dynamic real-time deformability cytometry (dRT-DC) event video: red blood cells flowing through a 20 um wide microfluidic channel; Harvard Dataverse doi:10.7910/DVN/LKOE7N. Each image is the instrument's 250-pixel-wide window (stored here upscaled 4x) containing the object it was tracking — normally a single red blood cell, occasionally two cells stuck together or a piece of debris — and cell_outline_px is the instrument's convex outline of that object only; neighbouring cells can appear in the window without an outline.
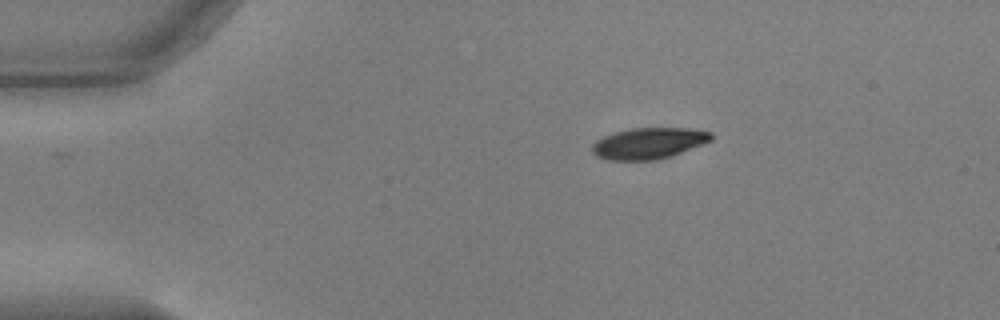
{"species": "common noctule bat (a hibernating species)", "species_latin": "Nyctalus noctula", "temperature_condition": "warm", "stored_images_in_passage": 46, "camera_frame_rate_fps": 3000, "um_per_image_px": 0.085, "animal": {"sex": "male", "body_mass_g": 17.9, "forearm_length_mm": 54.2}, "frame": {"image": 1, "passage_image": 1, "time_ms": 0.0, "image_size_px": [1000, 320], "cell_outline_px": [[712, 140], [672, 156], [656, 160], [608, 160], [596, 156], [592, 152], [592, 144], [596, 140], [604, 136], [616, 132], [632, 128], [688, 128], [712, 132]], "centroid_in_image_um": [55.13, 12.18], "position_along_channel_um": 29.9, "area_um2": 21.62}}
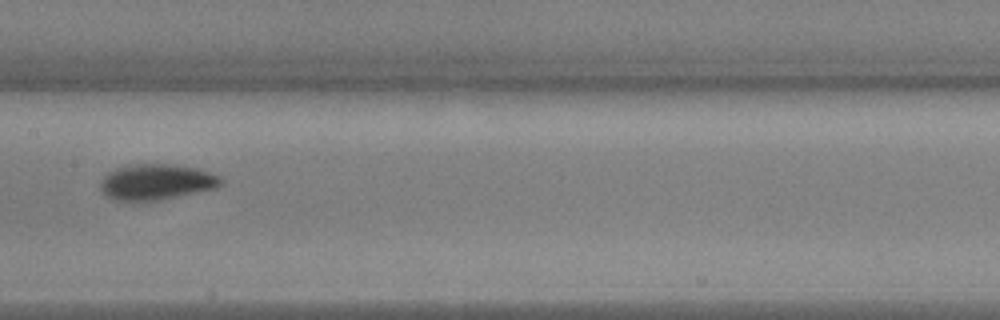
{"frame": {"image": 2, "passage_image": 19, "time_ms": 6.0, "image_size_px": [1000, 320], "cell_outline_px": [[224, 184], [216, 188], [160, 200], [116, 200], [108, 196], [100, 188], [100, 180], [108, 172], [116, 168], [132, 164], [172, 164], [200, 168], [220, 176], [224, 180]], "centroid_in_image_um": [13.35, 15.45], "position_along_channel_um": 194.1, "area_um2": 25.2}}
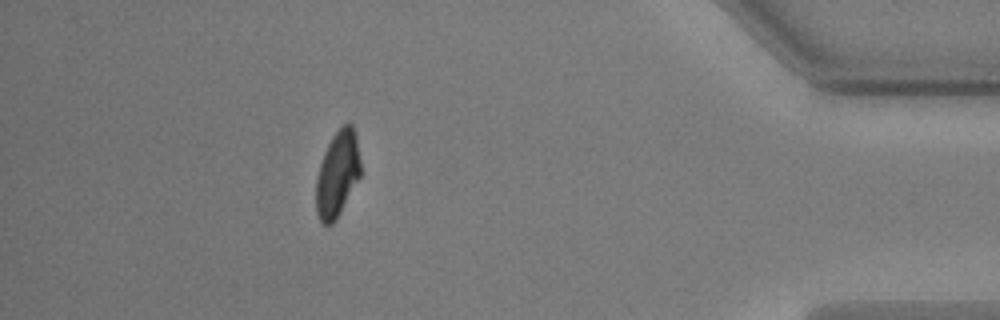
{"frame": {"image": 3, "passage_image": 40, "time_ms": 13.0, "image_size_px": [1000, 320], "cell_outline_px": [[360, 176], [336, 220], [332, 224], [324, 224], [320, 220], [316, 212], [316, 176], [324, 152], [332, 136], [344, 124], [352, 124], [356, 132], [360, 160]], "centroid_in_image_um": [28.68, 14.78], "position_along_channel_um": 406.5, "area_um2": 22.2}, "authors_computed_cell_mechanics": {"area_um2": 23.698, "velocity_mm_per_s": 3.6945, "shape_relaxation_time_tau1_ms": 2.6616, "shape_relaxation_time_tau2_ms": 2.6322, "deformation_change_tau1": 0.122, "deformation_change_tau2": 0.0559}}